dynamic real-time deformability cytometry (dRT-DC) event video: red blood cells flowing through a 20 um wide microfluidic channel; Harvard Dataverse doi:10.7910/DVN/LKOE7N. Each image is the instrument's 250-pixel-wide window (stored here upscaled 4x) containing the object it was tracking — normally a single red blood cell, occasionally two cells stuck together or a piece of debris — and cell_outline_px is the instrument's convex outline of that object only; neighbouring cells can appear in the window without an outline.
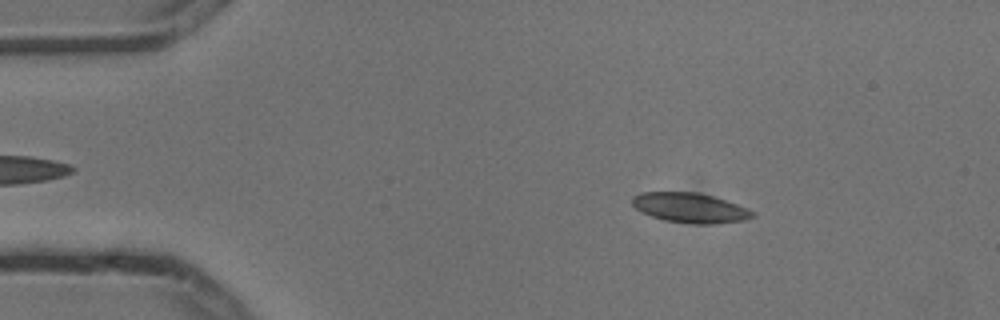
{"species": "common noctule bat (a hibernating species)", "species_latin": "Nyctalus noctula", "temperature_condition": "cold", "stored_images_in_passage": 4, "camera_frame_rate_fps": 3000, "um_per_image_px": 0.085, "animal": {"sex": "male", "body_mass_g": 13.3}, "frame": {"image": 1, "passage_image": 2, "time_ms": 0.333, "image_size_px": [1000, 320], "cell_outline_px": [[756, 216], [744, 220], [712, 224], [692, 224], [664, 220], [640, 212], [632, 204], [632, 196], [640, 192], [696, 192], [712, 196], [736, 204], [756, 212]], "centroid_in_image_um": [58.64, 17.67], "position_along_channel_um": 26.4, "area_um2": 20.92}}